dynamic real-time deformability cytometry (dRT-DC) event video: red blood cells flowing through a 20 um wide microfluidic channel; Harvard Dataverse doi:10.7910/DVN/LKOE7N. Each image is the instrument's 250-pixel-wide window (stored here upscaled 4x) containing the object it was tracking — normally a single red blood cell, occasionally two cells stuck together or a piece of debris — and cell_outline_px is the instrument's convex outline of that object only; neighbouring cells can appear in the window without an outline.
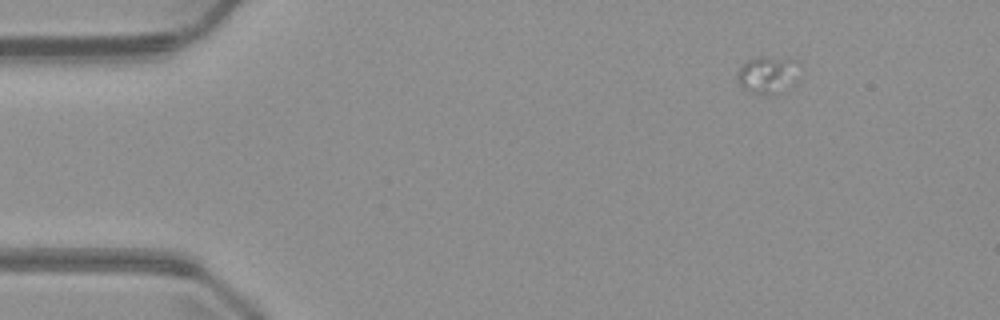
{"species": "common noctule bat (a hibernating species)", "species_latin": "Nyctalus noctula", "temperature_condition": "warm", "stored_images_in_passage": 4, "camera_frame_rate_fps": 3000, "um_per_image_px": 0.085, "animal": {"sex": "male", "body_mass_g": 23.1, "forearm_length_mm": 52.7}, "frame": {"image": 1, "passage_image": 2, "time_ms": 1.0, "image_size_px": [1000, 320], "cell_outline_px": [[800, 64], [772, 92], [764, 96], [752, 92], [744, 88], [736, 80], [736, 76], [740, 68], [748, 60], [760, 56], [764, 56], [796, 60]], "centroid_in_image_um": [65.03, 6.27], "position_along_channel_um": 20.0, "area_um2": 11.79}}